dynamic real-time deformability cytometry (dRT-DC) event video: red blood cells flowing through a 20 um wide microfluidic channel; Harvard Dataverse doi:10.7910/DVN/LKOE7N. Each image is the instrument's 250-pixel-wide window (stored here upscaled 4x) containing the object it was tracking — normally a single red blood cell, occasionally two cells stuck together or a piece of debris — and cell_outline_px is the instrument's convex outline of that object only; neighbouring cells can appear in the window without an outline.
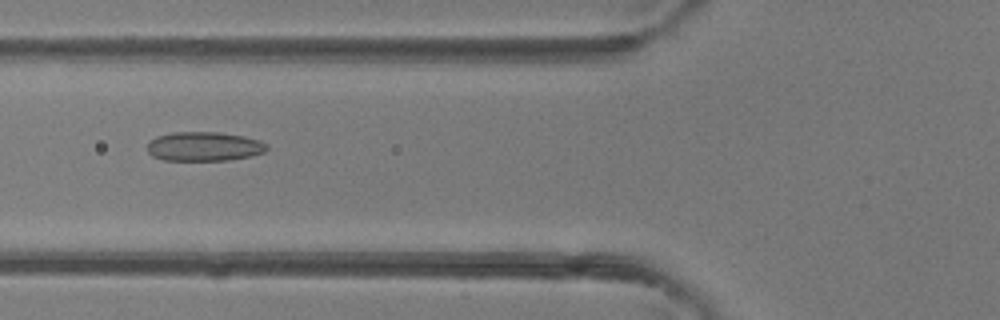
{"species": "common noctule bat (a hibernating species)", "species_latin": "Nyctalus noctula", "temperature_condition": "room temperature", "stored_images_in_passage": 5, "camera_frame_rate_fps": 3000, "um_per_image_px": 0.085, "animal": {"sex": "female"}, "frame": {"image": 1, "passage_image": 5, "time_ms": 5.333, "image_size_px": [1000, 320], "cell_outline_px": [[268, 148], [264, 152], [252, 156], [228, 160], [164, 160], [152, 156], [148, 152], [148, 140], [156, 136], [172, 132], [220, 132], [244, 136], [260, 140], [268, 144]], "centroid_in_image_um": [17.35, 12.44], "position_along_channel_um": 108.4, "area_um2": 20.58}}